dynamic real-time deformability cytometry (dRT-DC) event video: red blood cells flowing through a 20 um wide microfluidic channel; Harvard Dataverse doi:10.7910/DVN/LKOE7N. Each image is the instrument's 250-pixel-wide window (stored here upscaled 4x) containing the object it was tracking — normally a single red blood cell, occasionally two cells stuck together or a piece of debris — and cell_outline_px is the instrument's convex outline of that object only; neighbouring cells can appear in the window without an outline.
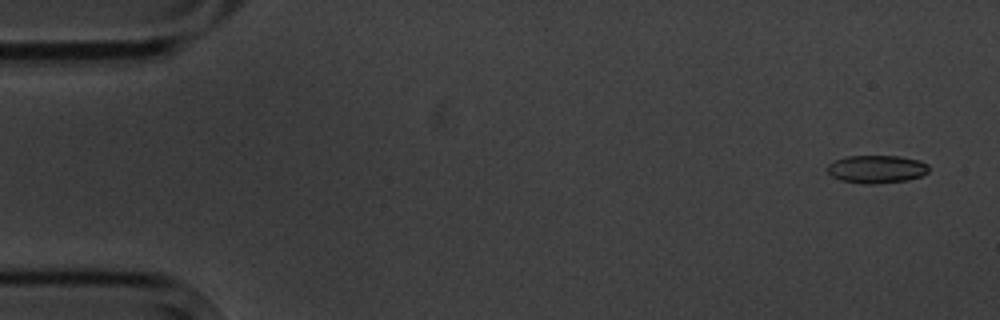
{"species": "common noctule bat (a hibernating species)", "species_latin": "Nyctalus noctula", "temperature_condition": "cold", "stored_images_in_passage": 6, "camera_frame_rate_fps": 3000, "um_per_image_px": 0.085, "animal": {"sex": "male", "body_mass_g": 20.1, "forearm_length_mm": 53.5}, "frame": {"image": 1, "passage_image": 1, "time_ms": 0.0, "image_size_px": [1000, 320], "cell_outline_px": [[928, 172], [920, 176], [908, 180], [876, 184], [864, 184], [840, 180], [832, 176], [828, 172], [828, 164], [844, 156], [900, 156], [920, 160], [928, 164]], "centroid_in_image_um": [74.52, 14.37], "position_along_channel_um": 10.5, "area_um2": 16.59}}
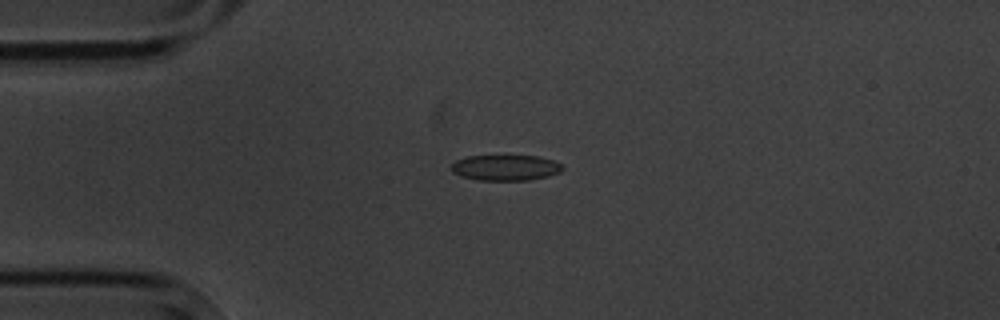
{"frame": {"image": 2, "passage_image": 4, "time_ms": 3.667, "image_size_px": [1000, 320], "cell_outline_px": [[564, 168], [560, 172], [548, 176], [528, 180], [480, 180], [460, 176], [452, 172], [452, 164], [456, 160], [468, 156], [536, 156], [552, 160], [560, 164]], "centroid_in_image_um": [42.96, 14.25], "position_along_channel_um": 42.0, "area_um2": 16.47}}
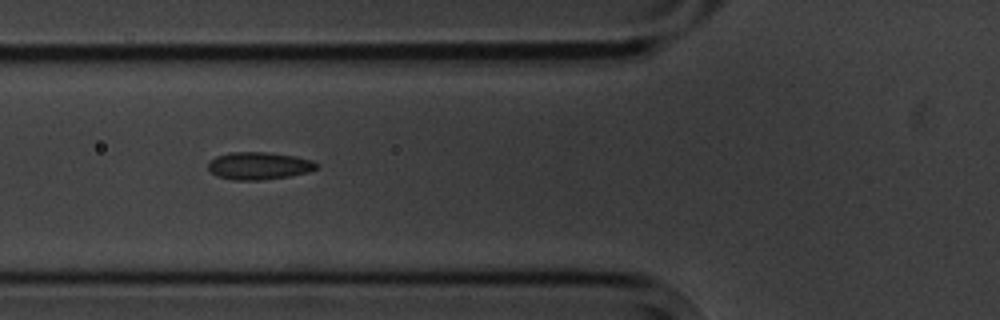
{"frame": {"image": 3, "passage_image": 6, "time_ms": 6.0, "image_size_px": [1000, 320], "cell_outline_px": [[320, 164], [316, 168], [308, 172], [288, 176], [260, 180], [236, 180], [216, 176], [208, 168], [208, 164], [216, 156], [228, 152], [268, 152], [296, 156], [312, 160]], "centroid_in_image_um": [22.02, 14.08], "position_along_channel_um": 103.8, "area_um2": 17.34}}